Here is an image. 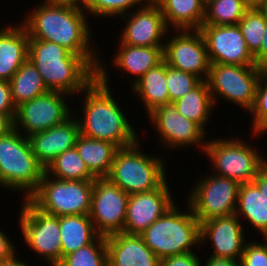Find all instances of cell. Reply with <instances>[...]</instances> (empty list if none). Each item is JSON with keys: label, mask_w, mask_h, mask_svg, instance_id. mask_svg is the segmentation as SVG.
Here are the masks:
<instances>
[{"label": "cell", "mask_w": 267, "mask_h": 266, "mask_svg": "<svg viewBox=\"0 0 267 266\" xmlns=\"http://www.w3.org/2000/svg\"><path fill=\"white\" fill-rule=\"evenodd\" d=\"M106 70L104 62L100 60L97 77L81 92L85 94V98H82L83 102H81L82 118L77 117L80 134L112 142L119 148L140 143L137 132L113 98L108 86L109 75Z\"/></svg>", "instance_id": "1"}, {"label": "cell", "mask_w": 267, "mask_h": 266, "mask_svg": "<svg viewBox=\"0 0 267 266\" xmlns=\"http://www.w3.org/2000/svg\"><path fill=\"white\" fill-rule=\"evenodd\" d=\"M85 13L83 8L73 5L43 1L22 24L29 39L56 43L79 56H99L96 46H91L93 36Z\"/></svg>", "instance_id": "2"}, {"label": "cell", "mask_w": 267, "mask_h": 266, "mask_svg": "<svg viewBox=\"0 0 267 266\" xmlns=\"http://www.w3.org/2000/svg\"><path fill=\"white\" fill-rule=\"evenodd\" d=\"M28 59L49 91L77 96L97 77L98 56H79L49 41L29 39Z\"/></svg>", "instance_id": "3"}, {"label": "cell", "mask_w": 267, "mask_h": 266, "mask_svg": "<svg viewBox=\"0 0 267 266\" xmlns=\"http://www.w3.org/2000/svg\"><path fill=\"white\" fill-rule=\"evenodd\" d=\"M182 212L174 203L140 235L145 245L161 260L168 256L193 252L200 248V222L191 207ZM181 210V211H180Z\"/></svg>", "instance_id": "4"}, {"label": "cell", "mask_w": 267, "mask_h": 266, "mask_svg": "<svg viewBox=\"0 0 267 266\" xmlns=\"http://www.w3.org/2000/svg\"><path fill=\"white\" fill-rule=\"evenodd\" d=\"M45 169L37 161L28 137L15 128L0 136V186L29 199L38 189Z\"/></svg>", "instance_id": "5"}, {"label": "cell", "mask_w": 267, "mask_h": 266, "mask_svg": "<svg viewBox=\"0 0 267 266\" xmlns=\"http://www.w3.org/2000/svg\"><path fill=\"white\" fill-rule=\"evenodd\" d=\"M138 144L120 148L116 152L107 176L129 195L155 190L167 180L165 158L145 154Z\"/></svg>", "instance_id": "6"}, {"label": "cell", "mask_w": 267, "mask_h": 266, "mask_svg": "<svg viewBox=\"0 0 267 266\" xmlns=\"http://www.w3.org/2000/svg\"><path fill=\"white\" fill-rule=\"evenodd\" d=\"M93 185L94 180H59L44 172L29 200L50 215H87L91 211Z\"/></svg>", "instance_id": "7"}, {"label": "cell", "mask_w": 267, "mask_h": 266, "mask_svg": "<svg viewBox=\"0 0 267 266\" xmlns=\"http://www.w3.org/2000/svg\"><path fill=\"white\" fill-rule=\"evenodd\" d=\"M238 138L210 139L204 152L215 175L241 183H251L263 168V157L256 146ZM212 140V141H211Z\"/></svg>", "instance_id": "8"}, {"label": "cell", "mask_w": 267, "mask_h": 266, "mask_svg": "<svg viewBox=\"0 0 267 266\" xmlns=\"http://www.w3.org/2000/svg\"><path fill=\"white\" fill-rule=\"evenodd\" d=\"M262 72L256 65L211 64L207 82L214 105L221 96L248 113L255 103Z\"/></svg>", "instance_id": "9"}, {"label": "cell", "mask_w": 267, "mask_h": 266, "mask_svg": "<svg viewBox=\"0 0 267 266\" xmlns=\"http://www.w3.org/2000/svg\"><path fill=\"white\" fill-rule=\"evenodd\" d=\"M21 206L20 226L25 243L50 266L62 260L60 217L38 209L29 199Z\"/></svg>", "instance_id": "10"}, {"label": "cell", "mask_w": 267, "mask_h": 266, "mask_svg": "<svg viewBox=\"0 0 267 266\" xmlns=\"http://www.w3.org/2000/svg\"><path fill=\"white\" fill-rule=\"evenodd\" d=\"M193 187L186 201L200 223L235 214L239 182L213 174L200 178Z\"/></svg>", "instance_id": "11"}, {"label": "cell", "mask_w": 267, "mask_h": 266, "mask_svg": "<svg viewBox=\"0 0 267 266\" xmlns=\"http://www.w3.org/2000/svg\"><path fill=\"white\" fill-rule=\"evenodd\" d=\"M64 92L49 91L17 107L14 128L25 136L46 131L73 114Z\"/></svg>", "instance_id": "12"}, {"label": "cell", "mask_w": 267, "mask_h": 266, "mask_svg": "<svg viewBox=\"0 0 267 266\" xmlns=\"http://www.w3.org/2000/svg\"><path fill=\"white\" fill-rule=\"evenodd\" d=\"M128 198L129 194L107 177L94 180L89 215L100 236L123 232Z\"/></svg>", "instance_id": "13"}, {"label": "cell", "mask_w": 267, "mask_h": 266, "mask_svg": "<svg viewBox=\"0 0 267 266\" xmlns=\"http://www.w3.org/2000/svg\"><path fill=\"white\" fill-rule=\"evenodd\" d=\"M175 35L164 41L163 56L167 65L207 80L211 62L199 30H174Z\"/></svg>", "instance_id": "14"}, {"label": "cell", "mask_w": 267, "mask_h": 266, "mask_svg": "<svg viewBox=\"0 0 267 266\" xmlns=\"http://www.w3.org/2000/svg\"><path fill=\"white\" fill-rule=\"evenodd\" d=\"M148 116L150 123L154 124L155 131H158L160 143L163 141L160 145H165L168 150L198 145L204 152L207 131L180 114L173 103L156 107Z\"/></svg>", "instance_id": "15"}, {"label": "cell", "mask_w": 267, "mask_h": 266, "mask_svg": "<svg viewBox=\"0 0 267 266\" xmlns=\"http://www.w3.org/2000/svg\"><path fill=\"white\" fill-rule=\"evenodd\" d=\"M199 31L205 40L211 64L256 65L238 24L202 25Z\"/></svg>", "instance_id": "16"}, {"label": "cell", "mask_w": 267, "mask_h": 266, "mask_svg": "<svg viewBox=\"0 0 267 266\" xmlns=\"http://www.w3.org/2000/svg\"><path fill=\"white\" fill-rule=\"evenodd\" d=\"M128 16V17H127ZM126 25L120 35L123 44L131 46H164L165 36L170 33L160 7L150 0L134 13L122 15ZM163 43V44H162Z\"/></svg>", "instance_id": "17"}, {"label": "cell", "mask_w": 267, "mask_h": 266, "mask_svg": "<svg viewBox=\"0 0 267 266\" xmlns=\"http://www.w3.org/2000/svg\"><path fill=\"white\" fill-rule=\"evenodd\" d=\"M174 202L167 181L155 190L130 194L123 233L140 235Z\"/></svg>", "instance_id": "18"}, {"label": "cell", "mask_w": 267, "mask_h": 266, "mask_svg": "<svg viewBox=\"0 0 267 266\" xmlns=\"http://www.w3.org/2000/svg\"><path fill=\"white\" fill-rule=\"evenodd\" d=\"M239 219L233 214L200 223L201 244H206L205 242L211 240L214 247L210 256L240 260L247 241H245L243 226Z\"/></svg>", "instance_id": "19"}, {"label": "cell", "mask_w": 267, "mask_h": 266, "mask_svg": "<svg viewBox=\"0 0 267 266\" xmlns=\"http://www.w3.org/2000/svg\"><path fill=\"white\" fill-rule=\"evenodd\" d=\"M79 134L78 120L72 114L59 125L29 135L28 140L37 161L46 169L58 155L75 147Z\"/></svg>", "instance_id": "20"}, {"label": "cell", "mask_w": 267, "mask_h": 266, "mask_svg": "<svg viewBox=\"0 0 267 266\" xmlns=\"http://www.w3.org/2000/svg\"><path fill=\"white\" fill-rule=\"evenodd\" d=\"M108 266H160V259L141 235L116 233L106 237Z\"/></svg>", "instance_id": "21"}, {"label": "cell", "mask_w": 267, "mask_h": 266, "mask_svg": "<svg viewBox=\"0 0 267 266\" xmlns=\"http://www.w3.org/2000/svg\"><path fill=\"white\" fill-rule=\"evenodd\" d=\"M29 35L21 23L0 27V80L9 81L28 59Z\"/></svg>", "instance_id": "22"}, {"label": "cell", "mask_w": 267, "mask_h": 266, "mask_svg": "<svg viewBox=\"0 0 267 266\" xmlns=\"http://www.w3.org/2000/svg\"><path fill=\"white\" fill-rule=\"evenodd\" d=\"M163 47L131 46L123 44L119 40V49L117 54L114 55L113 64L119 70L135 76L136 79L134 78L130 81L132 83L131 86H133L147 71L164 60Z\"/></svg>", "instance_id": "23"}, {"label": "cell", "mask_w": 267, "mask_h": 266, "mask_svg": "<svg viewBox=\"0 0 267 266\" xmlns=\"http://www.w3.org/2000/svg\"><path fill=\"white\" fill-rule=\"evenodd\" d=\"M174 30H199L205 18V0H150Z\"/></svg>", "instance_id": "24"}, {"label": "cell", "mask_w": 267, "mask_h": 266, "mask_svg": "<svg viewBox=\"0 0 267 266\" xmlns=\"http://www.w3.org/2000/svg\"><path fill=\"white\" fill-rule=\"evenodd\" d=\"M75 148L96 178L109 175L115 154L120 149L112 142L89 138L82 134L77 137Z\"/></svg>", "instance_id": "25"}, {"label": "cell", "mask_w": 267, "mask_h": 266, "mask_svg": "<svg viewBox=\"0 0 267 266\" xmlns=\"http://www.w3.org/2000/svg\"><path fill=\"white\" fill-rule=\"evenodd\" d=\"M235 215L245 217L254 230L267 238V197L251 183H241Z\"/></svg>", "instance_id": "26"}, {"label": "cell", "mask_w": 267, "mask_h": 266, "mask_svg": "<svg viewBox=\"0 0 267 266\" xmlns=\"http://www.w3.org/2000/svg\"><path fill=\"white\" fill-rule=\"evenodd\" d=\"M62 258L77 249L94 242L97 233L90 215H69L60 217Z\"/></svg>", "instance_id": "27"}, {"label": "cell", "mask_w": 267, "mask_h": 266, "mask_svg": "<svg viewBox=\"0 0 267 266\" xmlns=\"http://www.w3.org/2000/svg\"><path fill=\"white\" fill-rule=\"evenodd\" d=\"M166 77V62L147 71L132 87L133 92L138 94L144 104L146 112L149 114L160 105L170 104Z\"/></svg>", "instance_id": "28"}, {"label": "cell", "mask_w": 267, "mask_h": 266, "mask_svg": "<svg viewBox=\"0 0 267 266\" xmlns=\"http://www.w3.org/2000/svg\"><path fill=\"white\" fill-rule=\"evenodd\" d=\"M173 104L180 114L198 123L205 131L207 130L205 126L215 106L207 80H202L195 88Z\"/></svg>", "instance_id": "29"}, {"label": "cell", "mask_w": 267, "mask_h": 266, "mask_svg": "<svg viewBox=\"0 0 267 266\" xmlns=\"http://www.w3.org/2000/svg\"><path fill=\"white\" fill-rule=\"evenodd\" d=\"M12 101L16 108L21 104L49 92L42 76L33 63L27 59L9 80Z\"/></svg>", "instance_id": "30"}, {"label": "cell", "mask_w": 267, "mask_h": 266, "mask_svg": "<svg viewBox=\"0 0 267 266\" xmlns=\"http://www.w3.org/2000/svg\"><path fill=\"white\" fill-rule=\"evenodd\" d=\"M45 172L59 180H95L75 147L58 155L45 169Z\"/></svg>", "instance_id": "31"}, {"label": "cell", "mask_w": 267, "mask_h": 266, "mask_svg": "<svg viewBox=\"0 0 267 266\" xmlns=\"http://www.w3.org/2000/svg\"><path fill=\"white\" fill-rule=\"evenodd\" d=\"M250 8L243 0H206L203 25H237Z\"/></svg>", "instance_id": "32"}, {"label": "cell", "mask_w": 267, "mask_h": 266, "mask_svg": "<svg viewBox=\"0 0 267 266\" xmlns=\"http://www.w3.org/2000/svg\"><path fill=\"white\" fill-rule=\"evenodd\" d=\"M57 266H108L106 237L99 236L94 242L68 254Z\"/></svg>", "instance_id": "33"}, {"label": "cell", "mask_w": 267, "mask_h": 266, "mask_svg": "<svg viewBox=\"0 0 267 266\" xmlns=\"http://www.w3.org/2000/svg\"><path fill=\"white\" fill-rule=\"evenodd\" d=\"M249 52L254 56L261 47L265 32V7L250 8L238 22Z\"/></svg>", "instance_id": "34"}, {"label": "cell", "mask_w": 267, "mask_h": 266, "mask_svg": "<svg viewBox=\"0 0 267 266\" xmlns=\"http://www.w3.org/2000/svg\"><path fill=\"white\" fill-rule=\"evenodd\" d=\"M202 80L194 74L175 69L166 63L165 82L170 103H174L195 88Z\"/></svg>", "instance_id": "35"}, {"label": "cell", "mask_w": 267, "mask_h": 266, "mask_svg": "<svg viewBox=\"0 0 267 266\" xmlns=\"http://www.w3.org/2000/svg\"><path fill=\"white\" fill-rule=\"evenodd\" d=\"M148 1L149 0H88L84 10L92 16H122L128 14L130 9L134 8L136 5L138 6V4L140 7H143Z\"/></svg>", "instance_id": "36"}, {"label": "cell", "mask_w": 267, "mask_h": 266, "mask_svg": "<svg viewBox=\"0 0 267 266\" xmlns=\"http://www.w3.org/2000/svg\"><path fill=\"white\" fill-rule=\"evenodd\" d=\"M253 117L252 133L260 135L267 126V71H263L257 86L253 108L249 111Z\"/></svg>", "instance_id": "37"}, {"label": "cell", "mask_w": 267, "mask_h": 266, "mask_svg": "<svg viewBox=\"0 0 267 266\" xmlns=\"http://www.w3.org/2000/svg\"><path fill=\"white\" fill-rule=\"evenodd\" d=\"M264 244L249 241L240 257V266H267V238Z\"/></svg>", "instance_id": "38"}, {"label": "cell", "mask_w": 267, "mask_h": 266, "mask_svg": "<svg viewBox=\"0 0 267 266\" xmlns=\"http://www.w3.org/2000/svg\"><path fill=\"white\" fill-rule=\"evenodd\" d=\"M196 252L168 256L160 260V266H203Z\"/></svg>", "instance_id": "39"}, {"label": "cell", "mask_w": 267, "mask_h": 266, "mask_svg": "<svg viewBox=\"0 0 267 266\" xmlns=\"http://www.w3.org/2000/svg\"><path fill=\"white\" fill-rule=\"evenodd\" d=\"M16 109L17 108L12 101L9 81L0 80V112L6 113L14 120Z\"/></svg>", "instance_id": "40"}, {"label": "cell", "mask_w": 267, "mask_h": 266, "mask_svg": "<svg viewBox=\"0 0 267 266\" xmlns=\"http://www.w3.org/2000/svg\"><path fill=\"white\" fill-rule=\"evenodd\" d=\"M254 61L260 70L267 71V7H265V32L260 50L254 55Z\"/></svg>", "instance_id": "41"}, {"label": "cell", "mask_w": 267, "mask_h": 266, "mask_svg": "<svg viewBox=\"0 0 267 266\" xmlns=\"http://www.w3.org/2000/svg\"><path fill=\"white\" fill-rule=\"evenodd\" d=\"M16 252L15 246L9 237L0 229V261L11 258Z\"/></svg>", "instance_id": "42"}, {"label": "cell", "mask_w": 267, "mask_h": 266, "mask_svg": "<svg viewBox=\"0 0 267 266\" xmlns=\"http://www.w3.org/2000/svg\"><path fill=\"white\" fill-rule=\"evenodd\" d=\"M204 266H240V262L231 258H215L209 256Z\"/></svg>", "instance_id": "43"}, {"label": "cell", "mask_w": 267, "mask_h": 266, "mask_svg": "<svg viewBox=\"0 0 267 266\" xmlns=\"http://www.w3.org/2000/svg\"><path fill=\"white\" fill-rule=\"evenodd\" d=\"M14 129V120L6 113L0 112V136Z\"/></svg>", "instance_id": "44"}, {"label": "cell", "mask_w": 267, "mask_h": 266, "mask_svg": "<svg viewBox=\"0 0 267 266\" xmlns=\"http://www.w3.org/2000/svg\"><path fill=\"white\" fill-rule=\"evenodd\" d=\"M252 183L267 197V173L262 169Z\"/></svg>", "instance_id": "45"}, {"label": "cell", "mask_w": 267, "mask_h": 266, "mask_svg": "<svg viewBox=\"0 0 267 266\" xmlns=\"http://www.w3.org/2000/svg\"><path fill=\"white\" fill-rule=\"evenodd\" d=\"M50 3H55V4H66V5H73L79 8H85L88 0H45Z\"/></svg>", "instance_id": "46"}, {"label": "cell", "mask_w": 267, "mask_h": 266, "mask_svg": "<svg viewBox=\"0 0 267 266\" xmlns=\"http://www.w3.org/2000/svg\"><path fill=\"white\" fill-rule=\"evenodd\" d=\"M0 266H28L25 262L17 259V255L14 254L11 258L0 261Z\"/></svg>", "instance_id": "47"}, {"label": "cell", "mask_w": 267, "mask_h": 266, "mask_svg": "<svg viewBox=\"0 0 267 266\" xmlns=\"http://www.w3.org/2000/svg\"><path fill=\"white\" fill-rule=\"evenodd\" d=\"M251 8L252 7H267V0H243Z\"/></svg>", "instance_id": "48"}, {"label": "cell", "mask_w": 267, "mask_h": 266, "mask_svg": "<svg viewBox=\"0 0 267 266\" xmlns=\"http://www.w3.org/2000/svg\"><path fill=\"white\" fill-rule=\"evenodd\" d=\"M266 173H267V159L263 157V168H262Z\"/></svg>", "instance_id": "49"}, {"label": "cell", "mask_w": 267, "mask_h": 266, "mask_svg": "<svg viewBox=\"0 0 267 266\" xmlns=\"http://www.w3.org/2000/svg\"><path fill=\"white\" fill-rule=\"evenodd\" d=\"M265 132L267 133V128H264L260 134H264Z\"/></svg>", "instance_id": "50"}]
</instances>
